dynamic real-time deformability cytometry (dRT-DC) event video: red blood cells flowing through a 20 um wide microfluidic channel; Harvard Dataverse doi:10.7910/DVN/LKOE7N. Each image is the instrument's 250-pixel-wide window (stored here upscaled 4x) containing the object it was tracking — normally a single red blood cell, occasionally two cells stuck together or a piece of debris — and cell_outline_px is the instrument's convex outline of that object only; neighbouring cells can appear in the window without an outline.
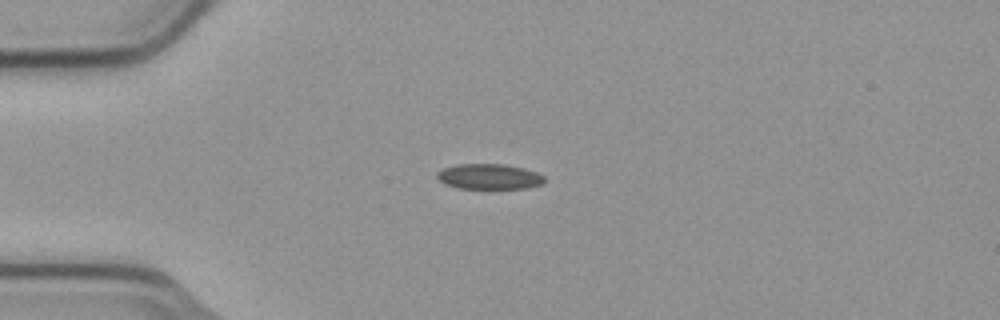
{"species": "common noctule bat (a hibernating species)", "species_latin": "Nyctalus noctula", "temperature_condition": "cold", "stored_images_in_passage": 42, "camera_frame_rate_fps": 3000, "um_per_image_px": 0.085, "animal": {"sex": "male", "body_mass_g": 23.1, "forearm_length_mm": 52.7}, "frame": {"image": 1, "passage_image": 1, "time_ms": 0.0, "image_size_px": [1000, 320], "cell_outline_px": [[544, 184], [528, 188], [460, 188], [444, 184], [436, 176], [436, 172], [444, 168], [456, 164], [504, 164], [524, 168], [536, 172], [544, 176]], "centroid_in_image_um": [41.59, 15.0], "position_along_channel_um": 43.4, "area_um2": 15.9}}
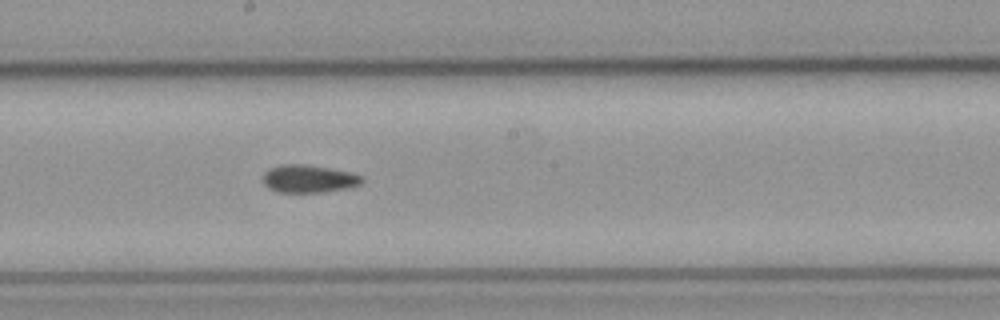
{"frame": {"image": 2, "passage_image": 17, "time_ms": 5.333, "image_size_px": [1000, 320], "cell_outline_px": [[364, 180], [360, 184], [348, 188], [324, 192], [276, 192], [268, 188], [264, 184], [264, 172], [268, 168], [280, 164], [300, 164], [328, 168], [348, 172], [360, 176]], "centroid_in_image_um": [26.19, 15.2], "position_along_channel_um": 222.0, "area_um2": 15.9}}
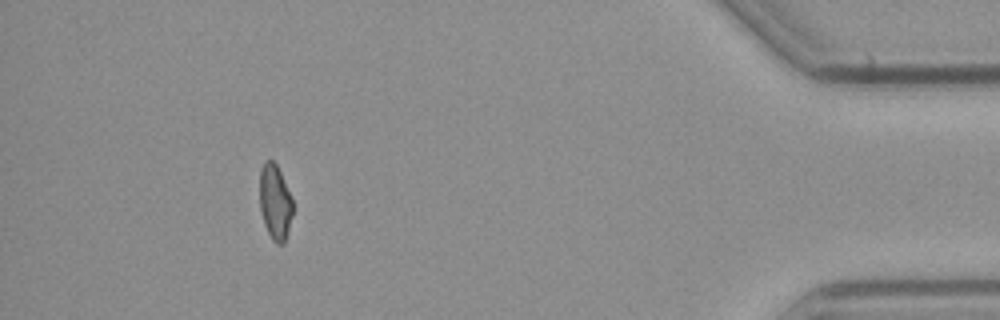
{"frame": {"image": 3, "passage_image": 37, "time_ms": 12.0, "image_size_px": [1000, 320], "cell_outline_px": [[292, 216], [288, 232], [284, 244], [276, 244], [272, 240], [264, 224], [260, 212], [260, 168], [264, 160], [272, 160], [276, 164], [280, 172], [292, 200]], "centroid_in_image_um": [23.36, 17.2], "position_along_channel_um": 411.8, "area_um2": 14.51}, "authors_computed_cell_mechanics": {"area_um2": 15.895, "velocity_mm_per_s": 3.7653, "shape_relaxation_time_tau1_ms": 9.7774, "shape_relaxation_time_tau2_ms": 6.0043, "deformation_change_tau1": 0.1423, "deformation_change_tau2": 0.1086}}